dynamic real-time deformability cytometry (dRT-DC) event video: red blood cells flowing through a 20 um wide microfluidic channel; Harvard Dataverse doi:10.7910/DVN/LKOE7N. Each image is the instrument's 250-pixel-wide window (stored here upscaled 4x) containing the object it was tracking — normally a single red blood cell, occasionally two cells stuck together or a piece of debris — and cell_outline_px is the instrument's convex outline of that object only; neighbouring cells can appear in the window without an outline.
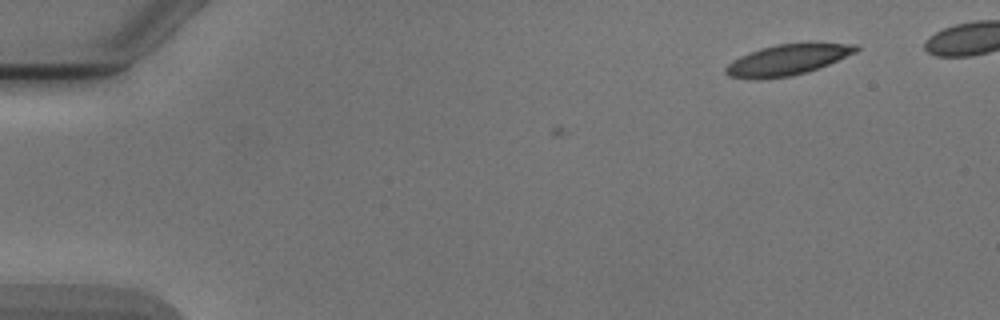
{"species": "Egyptian fruit bat (a non-hibernating species)", "species_latin": "Rousettus aegyptiacus", "temperature_condition": "cold", "stored_images_in_passage": 3, "camera_frame_rate_fps": 3000, "um_per_image_px": 0.085, "animal": {"sex": "male"}, "frame": {"image": 1, "passage_image": 1, "time_ms": 0.0, "image_size_px": [1000, 320], "cell_outline_px": [[860, 48], [856, 52], [828, 64], [808, 72], [788, 76], [728, 76], [724, 72], [724, 68], [732, 60], [748, 52], [760, 48], [776, 44], [856, 44]], "centroid_in_image_um": [66.94, 5.05], "position_along_channel_um": 18.1, "area_um2": 22.2}}